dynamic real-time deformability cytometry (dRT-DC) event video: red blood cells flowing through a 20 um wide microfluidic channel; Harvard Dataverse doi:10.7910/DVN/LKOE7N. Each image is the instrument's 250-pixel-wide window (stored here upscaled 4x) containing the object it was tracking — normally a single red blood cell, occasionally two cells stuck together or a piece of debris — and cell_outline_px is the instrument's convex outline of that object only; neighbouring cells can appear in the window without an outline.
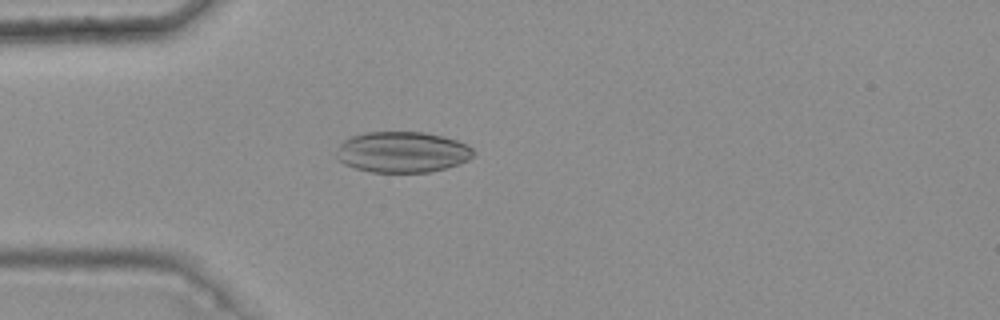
{"species": "common noctule bat (a hibernating species)", "species_latin": "Nyctalus noctula", "temperature_condition": "warm", "stored_images_in_passage": 4, "camera_frame_rate_fps": 3000, "um_per_image_px": 0.085, "animal": {"sex": "female", "body_mass_g": 25.1}, "frame": {"image": 1, "passage_image": 4, "time_ms": 1.0, "image_size_px": [1000, 320], "cell_outline_px": [[476, 152], [468, 160], [444, 168], [428, 172], [372, 172], [356, 168], [344, 164], [336, 156], [336, 152], [340, 144], [344, 140], [352, 136], [368, 132], [420, 132], [444, 136], [456, 140], [472, 148]], "centroid_in_image_um": [34.18, 12.92], "position_along_channel_um": 50.8, "area_um2": 32.37}}